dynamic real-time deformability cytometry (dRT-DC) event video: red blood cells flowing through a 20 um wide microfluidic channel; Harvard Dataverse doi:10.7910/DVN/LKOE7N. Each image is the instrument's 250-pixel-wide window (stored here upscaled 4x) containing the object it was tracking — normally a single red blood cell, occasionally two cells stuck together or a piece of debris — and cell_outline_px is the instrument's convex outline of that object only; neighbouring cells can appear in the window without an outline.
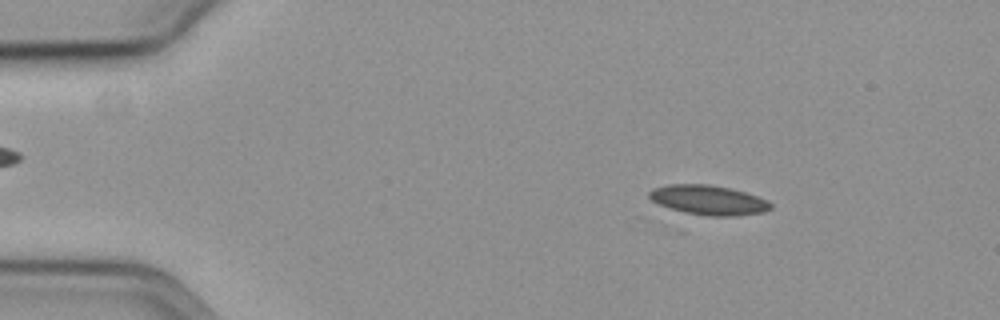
{"species": "common noctule bat (a hibernating species)", "species_latin": "Nyctalus noctula", "temperature_condition": "cold", "stored_images_in_passage": 24, "camera_frame_rate_fps": 3000, "um_per_image_px": 0.085, "animal": {"sex": "female", "body_mass_g": 19.3, "forearm_length_mm": 54.1}, "frame": {"image": 1, "passage_image": 5, "time_ms": 1.333, "image_size_px": [1000, 320], "cell_outline_px": [[772, 208], [764, 212], [732, 216], [708, 216], [684, 212], [660, 204], [652, 200], [648, 196], [648, 192], [652, 188], [668, 184], [708, 184], [732, 188], [768, 200], [772, 204]], "centroid_in_image_um": [60.23, 16.99], "position_along_channel_um": 24.8, "area_um2": 20.92}}
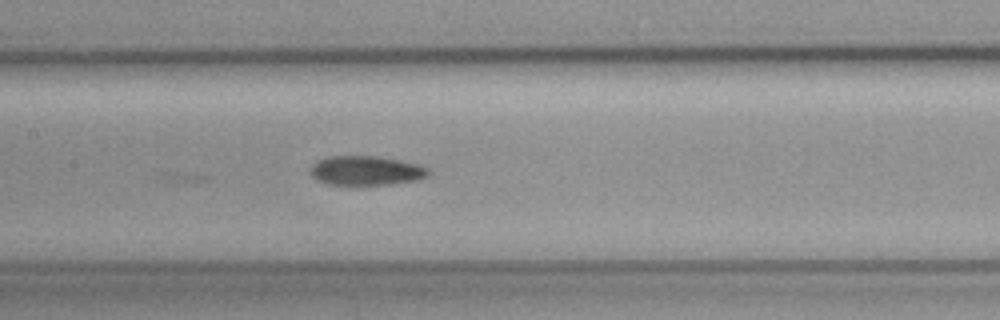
{"frame": {"image": 2, "passage_image": 24, "time_ms": 7.667, "image_size_px": [1000, 320], "cell_outline_px": [[428, 176], [416, 180], [392, 184], [328, 184], [316, 180], [308, 172], [312, 164], [316, 160], [328, 156], [376, 156], [400, 160], [416, 164], [428, 168]], "centroid_in_image_um": [31.05, 14.49], "position_along_channel_um": 176.3, "area_um2": 20.17}}